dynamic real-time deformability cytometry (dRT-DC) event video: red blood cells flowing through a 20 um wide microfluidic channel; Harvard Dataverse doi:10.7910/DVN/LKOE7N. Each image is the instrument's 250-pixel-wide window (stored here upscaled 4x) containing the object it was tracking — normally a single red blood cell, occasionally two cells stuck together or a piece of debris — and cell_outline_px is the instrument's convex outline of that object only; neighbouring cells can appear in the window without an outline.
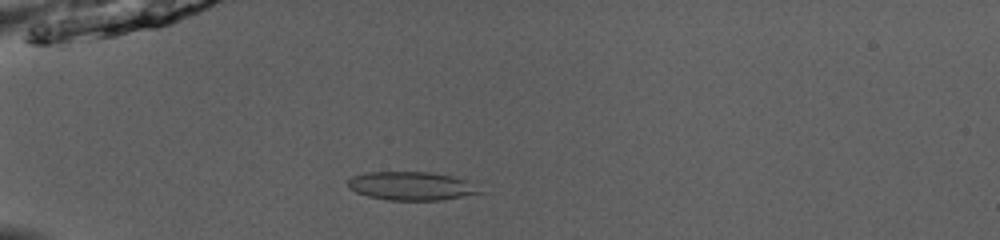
{"species": "common noctule bat (a hibernating species)", "species_latin": "Nyctalus noctula", "temperature_condition": "room temperature", "stored_images_in_passage": 51, "camera_frame_rate_fps": 3000, "um_per_image_px": 0.085, "animal": {"sex": "male", "body_mass_g": 13.0, "forearm_length_mm": 53.1}, "frame": {"image": 1, "passage_image": 16, "time_ms": 5.0, "image_size_px": [1000, 240], "cell_outline_px": [[484, 192], [440, 200], [388, 200], [368, 196], [356, 192], [348, 188], [348, 180], [352, 176], [364, 172], [432, 172], [452, 176], [464, 180]], "centroid_in_image_um": [34.89, 15.8], "position_along_channel_um": 50.1, "area_um2": 21.68}}
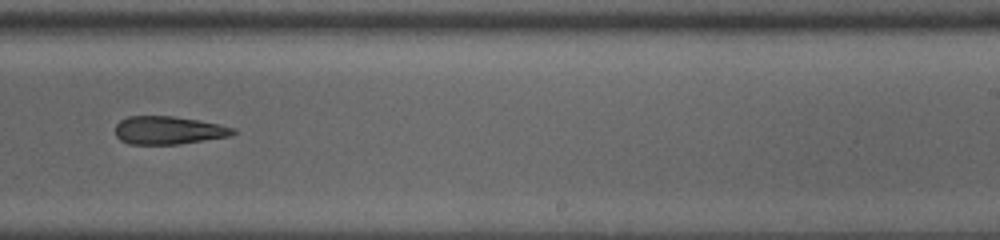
{"frame": {"image": 2, "passage_image": 34, "time_ms": 11.0, "image_size_px": [1000, 240], "cell_outline_px": [[236, 132], [228, 136], [180, 144], [128, 144], [120, 140], [116, 136], [116, 124], [120, 120], [128, 116], [172, 116], [196, 120], [236, 128]], "centroid_in_image_um": [14.27, 11.08], "position_along_channel_um": 274.7, "area_um2": 19.07}}
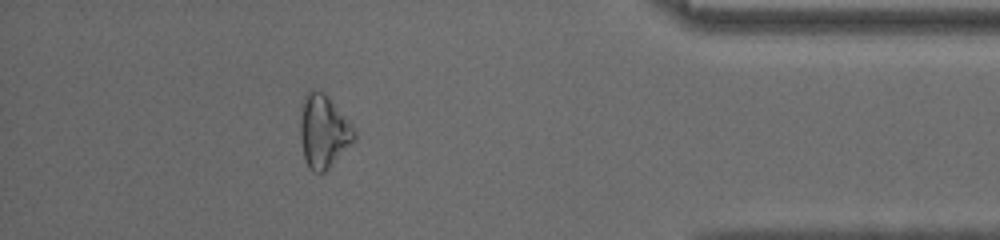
{"frame": {"image": 3, "passage_image": 46, "time_ms": 15.0, "image_size_px": [1000, 240], "cell_outline_px": [[356, 140], [324, 172], [312, 172], [308, 168], [304, 160], [300, 140], [300, 104], [304, 92], [312, 88], [324, 92], [328, 96], [356, 128]], "centroid_in_image_um": [27.48, 11.12], "position_along_channel_um": 407.7, "area_um2": 23.76}, "authors_computed_cell_mechanics": {"area_um2": 21.9062, "velocity_mm_per_s": 4.0801, "shape_relaxation_time_tau1_ms": 5.406, "shape_relaxation_time_tau2_ms": 5.6024, "deformation_change_tau1": 0.1168, "deformation_change_tau2": 0.1736}}